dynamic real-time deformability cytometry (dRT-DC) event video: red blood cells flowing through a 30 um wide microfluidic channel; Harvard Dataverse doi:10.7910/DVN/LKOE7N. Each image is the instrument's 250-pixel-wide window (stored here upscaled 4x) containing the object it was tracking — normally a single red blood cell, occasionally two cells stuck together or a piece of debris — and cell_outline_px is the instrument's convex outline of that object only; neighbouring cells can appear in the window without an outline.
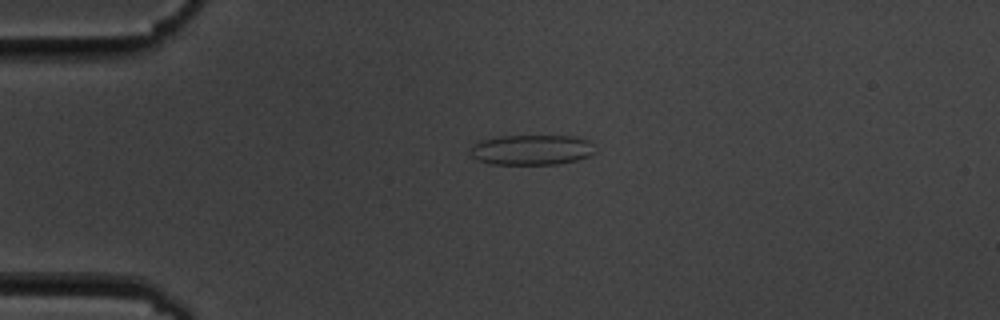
{"species": "common noctule bat (a hibernating species)", "species_latin": "Nyctalus noctula", "temperature_condition": "cold", "stored_images_in_passage": 5, "camera_frame_rate_fps": 3000, "um_per_image_px": 0.085, "animal": {"sex": "male", "body_mass_g": 19.5, "forearm_length_mm": 54.6}, "frame": {"image": 1, "passage_image": 4, "time_ms": 3.667, "image_size_px": [1000, 320], "cell_outline_px": [[596, 152], [588, 156], [576, 160], [556, 164], [492, 164], [476, 160], [468, 152], [480, 140], [500, 136], [572, 136], [588, 140]], "centroid_in_image_um": [45.16, 12.74], "position_along_channel_um": 39.8, "area_um2": 21.85}}